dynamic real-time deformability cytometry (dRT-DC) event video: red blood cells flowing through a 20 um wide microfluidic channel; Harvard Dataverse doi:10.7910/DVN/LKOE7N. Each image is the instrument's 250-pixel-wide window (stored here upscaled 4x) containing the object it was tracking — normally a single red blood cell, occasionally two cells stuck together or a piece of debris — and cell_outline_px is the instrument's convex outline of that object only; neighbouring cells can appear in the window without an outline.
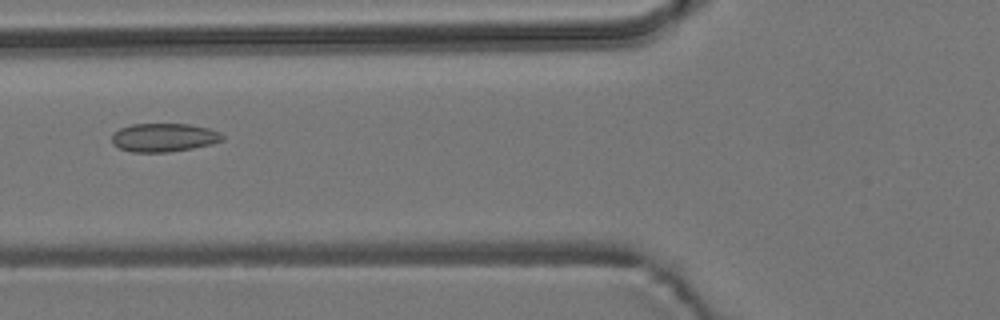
{"species": "common noctule bat (a hibernating species)", "species_latin": "Nyctalus noctula", "temperature_condition": "room temperature", "stored_images_in_passage": 4, "camera_frame_rate_fps": 3000, "um_per_image_px": 0.085, "animal": {"sex": "male", "body_mass_g": 19.2, "forearm_length_mm": 51.8}, "frame": {"image": 1, "passage_image": 4, "time_ms": 3.333, "image_size_px": [1000, 320], "cell_outline_px": [[224, 140], [212, 144], [192, 148], [168, 152], [132, 152], [120, 148], [112, 144], [112, 132], [120, 128], [132, 124], [192, 124], [208, 128], [220, 132], [224, 136]], "centroid_in_image_um": [13.93, 11.68], "position_along_channel_um": 111.9, "area_um2": 18.5}}